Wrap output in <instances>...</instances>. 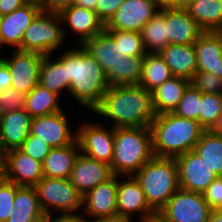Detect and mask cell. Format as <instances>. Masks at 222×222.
<instances>
[{
    "label": "cell",
    "instance_id": "19",
    "mask_svg": "<svg viewBox=\"0 0 222 222\" xmlns=\"http://www.w3.org/2000/svg\"><path fill=\"white\" fill-rule=\"evenodd\" d=\"M65 39L70 30L78 37V45L82 46L87 40L102 32L105 29L104 24L99 20L95 11L86 9L75 4L63 10L60 14ZM68 26V27H67ZM69 28V29H68Z\"/></svg>",
    "mask_w": 222,
    "mask_h": 222
},
{
    "label": "cell",
    "instance_id": "38",
    "mask_svg": "<svg viewBox=\"0 0 222 222\" xmlns=\"http://www.w3.org/2000/svg\"><path fill=\"white\" fill-rule=\"evenodd\" d=\"M190 84L202 94H222V78L212 73L197 71L190 80Z\"/></svg>",
    "mask_w": 222,
    "mask_h": 222
},
{
    "label": "cell",
    "instance_id": "27",
    "mask_svg": "<svg viewBox=\"0 0 222 222\" xmlns=\"http://www.w3.org/2000/svg\"><path fill=\"white\" fill-rule=\"evenodd\" d=\"M51 54L43 56L39 70V84L49 91L62 95L68 91V78L66 73V50L60 58L52 61Z\"/></svg>",
    "mask_w": 222,
    "mask_h": 222
},
{
    "label": "cell",
    "instance_id": "14",
    "mask_svg": "<svg viewBox=\"0 0 222 222\" xmlns=\"http://www.w3.org/2000/svg\"><path fill=\"white\" fill-rule=\"evenodd\" d=\"M160 8L152 0H125L105 29L141 32L142 27Z\"/></svg>",
    "mask_w": 222,
    "mask_h": 222
},
{
    "label": "cell",
    "instance_id": "3",
    "mask_svg": "<svg viewBox=\"0 0 222 222\" xmlns=\"http://www.w3.org/2000/svg\"><path fill=\"white\" fill-rule=\"evenodd\" d=\"M155 157L176 158L193 151L205 129L198 121L173 112L156 115L150 124Z\"/></svg>",
    "mask_w": 222,
    "mask_h": 222
},
{
    "label": "cell",
    "instance_id": "37",
    "mask_svg": "<svg viewBox=\"0 0 222 222\" xmlns=\"http://www.w3.org/2000/svg\"><path fill=\"white\" fill-rule=\"evenodd\" d=\"M202 93L191 84L185 90L177 108L173 111L177 116L199 122L200 103Z\"/></svg>",
    "mask_w": 222,
    "mask_h": 222
},
{
    "label": "cell",
    "instance_id": "56",
    "mask_svg": "<svg viewBox=\"0 0 222 222\" xmlns=\"http://www.w3.org/2000/svg\"><path fill=\"white\" fill-rule=\"evenodd\" d=\"M2 49H4V46L2 45V41H1V38H0V52H1V50ZM2 54H1V56H0V60L2 59Z\"/></svg>",
    "mask_w": 222,
    "mask_h": 222
},
{
    "label": "cell",
    "instance_id": "47",
    "mask_svg": "<svg viewBox=\"0 0 222 222\" xmlns=\"http://www.w3.org/2000/svg\"><path fill=\"white\" fill-rule=\"evenodd\" d=\"M47 222H84V220L80 216H64L58 215L53 218V215L50 216Z\"/></svg>",
    "mask_w": 222,
    "mask_h": 222
},
{
    "label": "cell",
    "instance_id": "18",
    "mask_svg": "<svg viewBox=\"0 0 222 222\" xmlns=\"http://www.w3.org/2000/svg\"><path fill=\"white\" fill-rule=\"evenodd\" d=\"M112 176L110 165L91 159L80 152L75 160L69 179L79 193L84 196Z\"/></svg>",
    "mask_w": 222,
    "mask_h": 222
},
{
    "label": "cell",
    "instance_id": "5",
    "mask_svg": "<svg viewBox=\"0 0 222 222\" xmlns=\"http://www.w3.org/2000/svg\"><path fill=\"white\" fill-rule=\"evenodd\" d=\"M149 206L158 213L180 188L175 158L154 157L134 175Z\"/></svg>",
    "mask_w": 222,
    "mask_h": 222
},
{
    "label": "cell",
    "instance_id": "42",
    "mask_svg": "<svg viewBox=\"0 0 222 222\" xmlns=\"http://www.w3.org/2000/svg\"><path fill=\"white\" fill-rule=\"evenodd\" d=\"M211 210H222V176H217L203 192Z\"/></svg>",
    "mask_w": 222,
    "mask_h": 222
},
{
    "label": "cell",
    "instance_id": "53",
    "mask_svg": "<svg viewBox=\"0 0 222 222\" xmlns=\"http://www.w3.org/2000/svg\"><path fill=\"white\" fill-rule=\"evenodd\" d=\"M5 152L0 147V179L4 176Z\"/></svg>",
    "mask_w": 222,
    "mask_h": 222
},
{
    "label": "cell",
    "instance_id": "46",
    "mask_svg": "<svg viewBox=\"0 0 222 222\" xmlns=\"http://www.w3.org/2000/svg\"><path fill=\"white\" fill-rule=\"evenodd\" d=\"M11 73L8 66L0 60V91L11 87Z\"/></svg>",
    "mask_w": 222,
    "mask_h": 222
},
{
    "label": "cell",
    "instance_id": "51",
    "mask_svg": "<svg viewBox=\"0 0 222 222\" xmlns=\"http://www.w3.org/2000/svg\"><path fill=\"white\" fill-rule=\"evenodd\" d=\"M208 222H222V210H212Z\"/></svg>",
    "mask_w": 222,
    "mask_h": 222
},
{
    "label": "cell",
    "instance_id": "33",
    "mask_svg": "<svg viewBox=\"0 0 222 222\" xmlns=\"http://www.w3.org/2000/svg\"><path fill=\"white\" fill-rule=\"evenodd\" d=\"M172 73L159 53H147L143 60L142 77L139 85L149 92L170 79Z\"/></svg>",
    "mask_w": 222,
    "mask_h": 222
},
{
    "label": "cell",
    "instance_id": "11",
    "mask_svg": "<svg viewBox=\"0 0 222 222\" xmlns=\"http://www.w3.org/2000/svg\"><path fill=\"white\" fill-rule=\"evenodd\" d=\"M10 57L2 56V61L11 73V87L29 93L39 84V70L43 55L14 49Z\"/></svg>",
    "mask_w": 222,
    "mask_h": 222
},
{
    "label": "cell",
    "instance_id": "22",
    "mask_svg": "<svg viewBox=\"0 0 222 222\" xmlns=\"http://www.w3.org/2000/svg\"><path fill=\"white\" fill-rule=\"evenodd\" d=\"M31 119L24 109L0 114V147L4 152L22 145L30 133Z\"/></svg>",
    "mask_w": 222,
    "mask_h": 222
},
{
    "label": "cell",
    "instance_id": "16",
    "mask_svg": "<svg viewBox=\"0 0 222 222\" xmlns=\"http://www.w3.org/2000/svg\"><path fill=\"white\" fill-rule=\"evenodd\" d=\"M18 186L34 187L43 177V165L19 148L5 152L4 176Z\"/></svg>",
    "mask_w": 222,
    "mask_h": 222
},
{
    "label": "cell",
    "instance_id": "36",
    "mask_svg": "<svg viewBox=\"0 0 222 222\" xmlns=\"http://www.w3.org/2000/svg\"><path fill=\"white\" fill-rule=\"evenodd\" d=\"M222 114V94H202L199 112V124L210 130Z\"/></svg>",
    "mask_w": 222,
    "mask_h": 222
},
{
    "label": "cell",
    "instance_id": "8",
    "mask_svg": "<svg viewBox=\"0 0 222 222\" xmlns=\"http://www.w3.org/2000/svg\"><path fill=\"white\" fill-rule=\"evenodd\" d=\"M211 211L203 193L179 188L159 210L157 218L161 222H208Z\"/></svg>",
    "mask_w": 222,
    "mask_h": 222
},
{
    "label": "cell",
    "instance_id": "6",
    "mask_svg": "<svg viewBox=\"0 0 222 222\" xmlns=\"http://www.w3.org/2000/svg\"><path fill=\"white\" fill-rule=\"evenodd\" d=\"M34 187L45 214L52 216L57 211L64 216H81L83 196L69 178L43 177Z\"/></svg>",
    "mask_w": 222,
    "mask_h": 222
},
{
    "label": "cell",
    "instance_id": "2",
    "mask_svg": "<svg viewBox=\"0 0 222 222\" xmlns=\"http://www.w3.org/2000/svg\"><path fill=\"white\" fill-rule=\"evenodd\" d=\"M66 49L68 94L83 108L93 111L109 87L106 73L83 46Z\"/></svg>",
    "mask_w": 222,
    "mask_h": 222
},
{
    "label": "cell",
    "instance_id": "25",
    "mask_svg": "<svg viewBox=\"0 0 222 222\" xmlns=\"http://www.w3.org/2000/svg\"><path fill=\"white\" fill-rule=\"evenodd\" d=\"M190 80L183 77L172 76L155 88L152 93V104L155 116L163 113L173 112L187 87Z\"/></svg>",
    "mask_w": 222,
    "mask_h": 222
},
{
    "label": "cell",
    "instance_id": "58",
    "mask_svg": "<svg viewBox=\"0 0 222 222\" xmlns=\"http://www.w3.org/2000/svg\"><path fill=\"white\" fill-rule=\"evenodd\" d=\"M2 16H3V15H2L1 12H0V21L2 20Z\"/></svg>",
    "mask_w": 222,
    "mask_h": 222
},
{
    "label": "cell",
    "instance_id": "13",
    "mask_svg": "<svg viewBox=\"0 0 222 222\" xmlns=\"http://www.w3.org/2000/svg\"><path fill=\"white\" fill-rule=\"evenodd\" d=\"M82 212L80 217L84 222L117 215V175H113L104 183H100L83 196ZM84 213L85 215L82 216ZM86 214L90 217L87 218Z\"/></svg>",
    "mask_w": 222,
    "mask_h": 222
},
{
    "label": "cell",
    "instance_id": "7",
    "mask_svg": "<svg viewBox=\"0 0 222 222\" xmlns=\"http://www.w3.org/2000/svg\"><path fill=\"white\" fill-rule=\"evenodd\" d=\"M64 41L60 15L40 11L25 29L19 50L46 56L61 49Z\"/></svg>",
    "mask_w": 222,
    "mask_h": 222
},
{
    "label": "cell",
    "instance_id": "26",
    "mask_svg": "<svg viewBox=\"0 0 222 222\" xmlns=\"http://www.w3.org/2000/svg\"><path fill=\"white\" fill-rule=\"evenodd\" d=\"M79 153L77 140L70 145L52 148L42 163L44 177L69 178Z\"/></svg>",
    "mask_w": 222,
    "mask_h": 222
},
{
    "label": "cell",
    "instance_id": "35",
    "mask_svg": "<svg viewBox=\"0 0 222 222\" xmlns=\"http://www.w3.org/2000/svg\"><path fill=\"white\" fill-rule=\"evenodd\" d=\"M117 42L125 56H145L147 53L144 48L140 32L121 31L115 29H105Z\"/></svg>",
    "mask_w": 222,
    "mask_h": 222
},
{
    "label": "cell",
    "instance_id": "21",
    "mask_svg": "<svg viewBox=\"0 0 222 222\" xmlns=\"http://www.w3.org/2000/svg\"><path fill=\"white\" fill-rule=\"evenodd\" d=\"M166 31L169 44H194L205 32L183 8H166Z\"/></svg>",
    "mask_w": 222,
    "mask_h": 222
},
{
    "label": "cell",
    "instance_id": "45",
    "mask_svg": "<svg viewBox=\"0 0 222 222\" xmlns=\"http://www.w3.org/2000/svg\"><path fill=\"white\" fill-rule=\"evenodd\" d=\"M29 1L30 0H0V12L2 15L9 14Z\"/></svg>",
    "mask_w": 222,
    "mask_h": 222
},
{
    "label": "cell",
    "instance_id": "12",
    "mask_svg": "<svg viewBox=\"0 0 222 222\" xmlns=\"http://www.w3.org/2000/svg\"><path fill=\"white\" fill-rule=\"evenodd\" d=\"M64 110L31 119L30 133L38 136L52 148L73 144L77 132L71 131L70 121Z\"/></svg>",
    "mask_w": 222,
    "mask_h": 222
},
{
    "label": "cell",
    "instance_id": "31",
    "mask_svg": "<svg viewBox=\"0 0 222 222\" xmlns=\"http://www.w3.org/2000/svg\"><path fill=\"white\" fill-rule=\"evenodd\" d=\"M210 169L222 176V134L205 130L193 150Z\"/></svg>",
    "mask_w": 222,
    "mask_h": 222
},
{
    "label": "cell",
    "instance_id": "39",
    "mask_svg": "<svg viewBox=\"0 0 222 222\" xmlns=\"http://www.w3.org/2000/svg\"><path fill=\"white\" fill-rule=\"evenodd\" d=\"M26 97L27 93L12 87L0 91V114L24 109Z\"/></svg>",
    "mask_w": 222,
    "mask_h": 222
},
{
    "label": "cell",
    "instance_id": "43",
    "mask_svg": "<svg viewBox=\"0 0 222 222\" xmlns=\"http://www.w3.org/2000/svg\"><path fill=\"white\" fill-rule=\"evenodd\" d=\"M125 0H97L96 14L104 26L110 21Z\"/></svg>",
    "mask_w": 222,
    "mask_h": 222
},
{
    "label": "cell",
    "instance_id": "48",
    "mask_svg": "<svg viewBox=\"0 0 222 222\" xmlns=\"http://www.w3.org/2000/svg\"><path fill=\"white\" fill-rule=\"evenodd\" d=\"M73 4L95 11L97 0H74Z\"/></svg>",
    "mask_w": 222,
    "mask_h": 222
},
{
    "label": "cell",
    "instance_id": "50",
    "mask_svg": "<svg viewBox=\"0 0 222 222\" xmlns=\"http://www.w3.org/2000/svg\"><path fill=\"white\" fill-rule=\"evenodd\" d=\"M91 222H133V220L116 215L113 217H107V218L93 220Z\"/></svg>",
    "mask_w": 222,
    "mask_h": 222
},
{
    "label": "cell",
    "instance_id": "15",
    "mask_svg": "<svg viewBox=\"0 0 222 222\" xmlns=\"http://www.w3.org/2000/svg\"><path fill=\"white\" fill-rule=\"evenodd\" d=\"M178 165L180 189L203 193L217 177L210 167L194 151L175 158Z\"/></svg>",
    "mask_w": 222,
    "mask_h": 222
},
{
    "label": "cell",
    "instance_id": "23",
    "mask_svg": "<svg viewBox=\"0 0 222 222\" xmlns=\"http://www.w3.org/2000/svg\"><path fill=\"white\" fill-rule=\"evenodd\" d=\"M197 71L212 73L222 78V34L204 32L194 43Z\"/></svg>",
    "mask_w": 222,
    "mask_h": 222
},
{
    "label": "cell",
    "instance_id": "30",
    "mask_svg": "<svg viewBox=\"0 0 222 222\" xmlns=\"http://www.w3.org/2000/svg\"><path fill=\"white\" fill-rule=\"evenodd\" d=\"M140 33L146 53H160L169 44L166 31V8L160 9L148 20Z\"/></svg>",
    "mask_w": 222,
    "mask_h": 222
},
{
    "label": "cell",
    "instance_id": "24",
    "mask_svg": "<svg viewBox=\"0 0 222 222\" xmlns=\"http://www.w3.org/2000/svg\"><path fill=\"white\" fill-rule=\"evenodd\" d=\"M168 65L172 76L191 80L197 72L194 44H168L159 53Z\"/></svg>",
    "mask_w": 222,
    "mask_h": 222
},
{
    "label": "cell",
    "instance_id": "40",
    "mask_svg": "<svg viewBox=\"0 0 222 222\" xmlns=\"http://www.w3.org/2000/svg\"><path fill=\"white\" fill-rule=\"evenodd\" d=\"M16 195V184L0 179V222H6L12 212V204Z\"/></svg>",
    "mask_w": 222,
    "mask_h": 222
},
{
    "label": "cell",
    "instance_id": "55",
    "mask_svg": "<svg viewBox=\"0 0 222 222\" xmlns=\"http://www.w3.org/2000/svg\"><path fill=\"white\" fill-rule=\"evenodd\" d=\"M51 215H43L42 217H40L39 219L33 221V222H47L48 218L50 217Z\"/></svg>",
    "mask_w": 222,
    "mask_h": 222
},
{
    "label": "cell",
    "instance_id": "17",
    "mask_svg": "<svg viewBox=\"0 0 222 222\" xmlns=\"http://www.w3.org/2000/svg\"><path fill=\"white\" fill-rule=\"evenodd\" d=\"M41 11L37 0H30L15 11L3 15L0 21V38L2 45L19 49L25 29Z\"/></svg>",
    "mask_w": 222,
    "mask_h": 222
},
{
    "label": "cell",
    "instance_id": "28",
    "mask_svg": "<svg viewBox=\"0 0 222 222\" xmlns=\"http://www.w3.org/2000/svg\"><path fill=\"white\" fill-rule=\"evenodd\" d=\"M12 205V212L6 222H33L45 215L35 187L16 185V195Z\"/></svg>",
    "mask_w": 222,
    "mask_h": 222
},
{
    "label": "cell",
    "instance_id": "1",
    "mask_svg": "<svg viewBox=\"0 0 222 222\" xmlns=\"http://www.w3.org/2000/svg\"><path fill=\"white\" fill-rule=\"evenodd\" d=\"M112 120V127H146L155 117L152 93L140 85L109 86L92 111Z\"/></svg>",
    "mask_w": 222,
    "mask_h": 222
},
{
    "label": "cell",
    "instance_id": "9",
    "mask_svg": "<svg viewBox=\"0 0 222 222\" xmlns=\"http://www.w3.org/2000/svg\"><path fill=\"white\" fill-rule=\"evenodd\" d=\"M106 127L101 122L86 121L76 130V140L82 154L110 165L114 151V128Z\"/></svg>",
    "mask_w": 222,
    "mask_h": 222
},
{
    "label": "cell",
    "instance_id": "4",
    "mask_svg": "<svg viewBox=\"0 0 222 222\" xmlns=\"http://www.w3.org/2000/svg\"><path fill=\"white\" fill-rule=\"evenodd\" d=\"M154 157L150 128H114V151L110 164L113 175L134 176Z\"/></svg>",
    "mask_w": 222,
    "mask_h": 222
},
{
    "label": "cell",
    "instance_id": "44",
    "mask_svg": "<svg viewBox=\"0 0 222 222\" xmlns=\"http://www.w3.org/2000/svg\"><path fill=\"white\" fill-rule=\"evenodd\" d=\"M41 11L60 14L63 10L73 5L74 0H37Z\"/></svg>",
    "mask_w": 222,
    "mask_h": 222
},
{
    "label": "cell",
    "instance_id": "34",
    "mask_svg": "<svg viewBox=\"0 0 222 222\" xmlns=\"http://www.w3.org/2000/svg\"><path fill=\"white\" fill-rule=\"evenodd\" d=\"M145 56H124L115 70V78L109 86L139 85L142 77L143 60Z\"/></svg>",
    "mask_w": 222,
    "mask_h": 222
},
{
    "label": "cell",
    "instance_id": "10",
    "mask_svg": "<svg viewBox=\"0 0 222 222\" xmlns=\"http://www.w3.org/2000/svg\"><path fill=\"white\" fill-rule=\"evenodd\" d=\"M135 213L140 214L139 222L157 217V213L147 203L145 194L135 177L117 176V215L132 220Z\"/></svg>",
    "mask_w": 222,
    "mask_h": 222
},
{
    "label": "cell",
    "instance_id": "20",
    "mask_svg": "<svg viewBox=\"0 0 222 222\" xmlns=\"http://www.w3.org/2000/svg\"><path fill=\"white\" fill-rule=\"evenodd\" d=\"M106 73L108 83L115 78V70L125 56L114 38L104 29L82 45Z\"/></svg>",
    "mask_w": 222,
    "mask_h": 222
},
{
    "label": "cell",
    "instance_id": "49",
    "mask_svg": "<svg viewBox=\"0 0 222 222\" xmlns=\"http://www.w3.org/2000/svg\"><path fill=\"white\" fill-rule=\"evenodd\" d=\"M160 9L176 8V0H152Z\"/></svg>",
    "mask_w": 222,
    "mask_h": 222
},
{
    "label": "cell",
    "instance_id": "41",
    "mask_svg": "<svg viewBox=\"0 0 222 222\" xmlns=\"http://www.w3.org/2000/svg\"><path fill=\"white\" fill-rule=\"evenodd\" d=\"M19 149L29 155L31 158L43 163L45 157L49 154L52 147L47 145L38 136L29 133L26 140L22 143Z\"/></svg>",
    "mask_w": 222,
    "mask_h": 222
},
{
    "label": "cell",
    "instance_id": "52",
    "mask_svg": "<svg viewBox=\"0 0 222 222\" xmlns=\"http://www.w3.org/2000/svg\"><path fill=\"white\" fill-rule=\"evenodd\" d=\"M211 132L222 134V114L217 119L215 125L210 129Z\"/></svg>",
    "mask_w": 222,
    "mask_h": 222
},
{
    "label": "cell",
    "instance_id": "32",
    "mask_svg": "<svg viewBox=\"0 0 222 222\" xmlns=\"http://www.w3.org/2000/svg\"><path fill=\"white\" fill-rule=\"evenodd\" d=\"M60 97L38 84L27 94L24 110L32 118L60 112Z\"/></svg>",
    "mask_w": 222,
    "mask_h": 222
},
{
    "label": "cell",
    "instance_id": "29",
    "mask_svg": "<svg viewBox=\"0 0 222 222\" xmlns=\"http://www.w3.org/2000/svg\"><path fill=\"white\" fill-rule=\"evenodd\" d=\"M185 9L205 32L222 29V0H194Z\"/></svg>",
    "mask_w": 222,
    "mask_h": 222
},
{
    "label": "cell",
    "instance_id": "57",
    "mask_svg": "<svg viewBox=\"0 0 222 222\" xmlns=\"http://www.w3.org/2000/svg\"><path fill=\"white\" fill-rule=\"evenodd\" d=\"M146 222H161L157 217Z\"/></svg>",
    "mask_w": 222,
    "mask_h": 222
},
{
    "label": "cell",
    "instance_id": "54",
    "mask_svg": "<svg viewBox=\"0 0 222 222\" xmlns=\"http://www.w3.org/2000/svg\"><path fill=\"white\" fill-rule=\"evenodd\" d=\"M194 0H176V8L185 9L188 7Z\"/></svg>",
    "mask_w": 222,
    "mask_h": 222
}]
</instances>
